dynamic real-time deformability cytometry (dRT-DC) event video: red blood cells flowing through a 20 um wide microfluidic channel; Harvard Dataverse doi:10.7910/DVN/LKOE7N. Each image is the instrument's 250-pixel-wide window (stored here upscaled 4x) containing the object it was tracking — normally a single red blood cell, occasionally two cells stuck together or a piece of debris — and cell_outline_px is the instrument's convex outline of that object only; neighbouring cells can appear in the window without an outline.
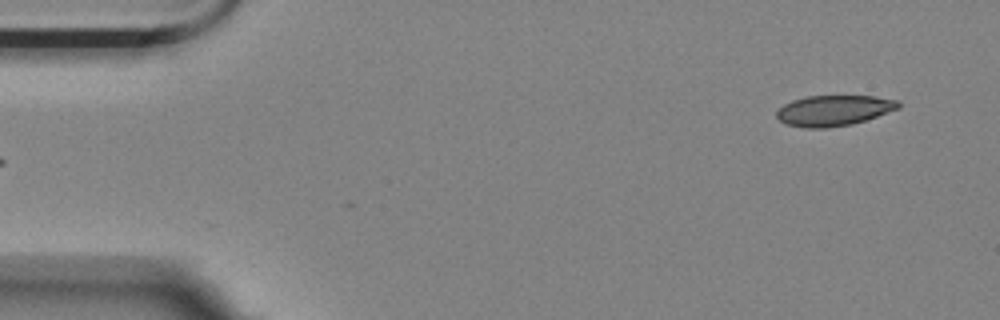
{"species": "Egyptian fruit bat (a non-hibernating species)", "species_latin": "Rousettus aegyptiacus", "temperature_condition": "room temperature", "stored_images_in_passage": 13, "camera_frame_rate_fps": 3000, "um_per_image_px": 0.085, "animal": {"sex": "female"}, "frame": {"image": 1, "passage_image": 1, "time_ms": 0.0, "image_size_px": [1000, 320], "cell_outline_px": [[900, 108], [852, 124], [828, 128], [808, 128], [784, 124], [776, 116], [776, 112], [784, 104], [792, 100], [808, 96], [872, 96], [900, 100]], "centroid_in_image_um": [70.86, 9.39], "position_along_channel_um": 14.1, "area_um2": 21.68}}
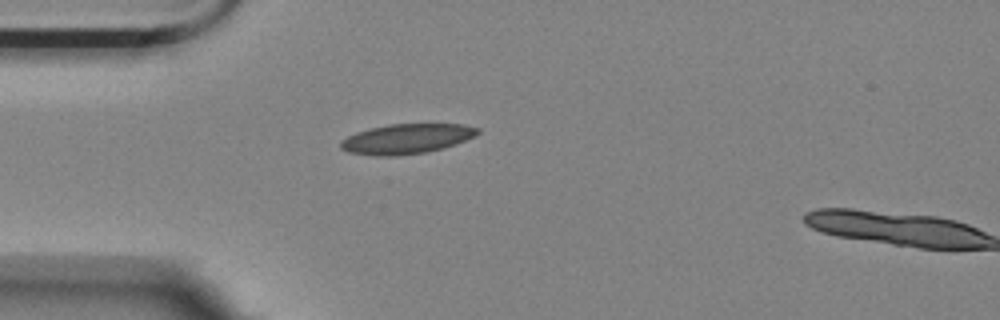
{"frame": {"image": 2, "passage_image": 12, "time_ms": 3.667, "image_size_px": [1000, 320], "cell_outline_px": [[480, 132], [476, 136], [456, 144], [444, 148], [428, 152], [396, 156], [376, 156], [348, 152], [340, 148], [340, 140], [356, 132], [388, 124], [460, 124], [480, 128]], "centroid_in_image_um": [34.57, 11.81], "position_along_channel_um": 50.4, "area_um2": 24.04}}